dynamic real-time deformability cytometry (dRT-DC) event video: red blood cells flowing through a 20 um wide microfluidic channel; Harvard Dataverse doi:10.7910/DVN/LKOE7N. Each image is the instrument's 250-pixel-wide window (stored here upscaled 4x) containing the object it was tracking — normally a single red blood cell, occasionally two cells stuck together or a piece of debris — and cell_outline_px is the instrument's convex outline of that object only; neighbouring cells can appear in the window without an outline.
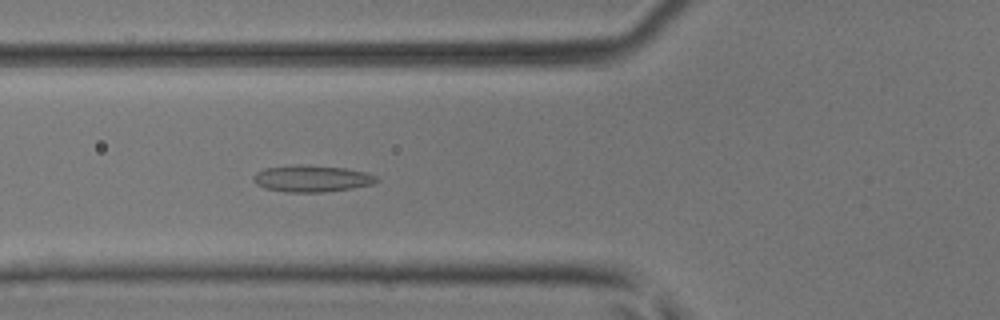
{"species": "common noctule bat (a hibernating species)", "species_latin": "Nyctalus noctula", "temperature_condition": "room temperature", "stored_images_in_passage": 6, "camera_frame_rate_fps": 3000, "um_per_image_px": 0.085, "animal": {"sex": "male", "body_mass_g": 17.9, "forearm_length_mm": 54.2}, "frame": {"image": 1, "passage_image": 6, "time_ms": 5.667, "image_size_px": [1000, 320], "cell_outline_px": [[380, 180], [372, 184], [352, 188], [324, 192], [288, 192], [264, 188], [256, 184], [252, 180], [252, 176], [256, 172], [264, 168], [300, 164], [304, 164], [344, 168], [364, 172], [376, 176]], "centroid_in_image_um": [26.46, 15.17], "position_along_channel_um": 99.3, "area_um2": 19.19}}